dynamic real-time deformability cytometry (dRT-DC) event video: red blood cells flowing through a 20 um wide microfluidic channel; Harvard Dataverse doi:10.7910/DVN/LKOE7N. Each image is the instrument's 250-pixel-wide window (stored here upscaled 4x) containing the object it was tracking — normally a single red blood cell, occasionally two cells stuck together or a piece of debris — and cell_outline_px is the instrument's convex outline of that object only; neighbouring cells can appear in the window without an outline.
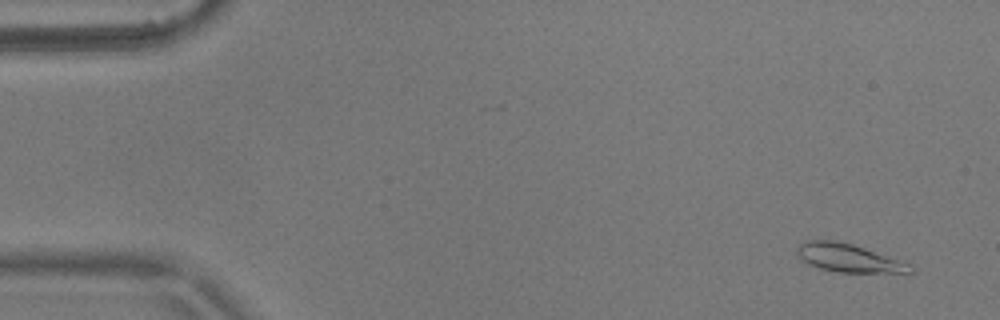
{"species": "common noctule bat (a hibernating species)", "species_latin": "Nyctalus noctula", "temperature_condition": "warm", "stored_images_in_passage": 3, "camera_frame_rate_fps": 3000, "um_per_image_px": 0.085, "animal": {"sex": "male", "body_mass_g": 17.9}, "frame": {"image": 1, "passage_image": 1, "time_ms": 0.0, "image_size_px": [1000, 320], "cell_outline_px": [[912, 272], [836, 272], [820, 268], [808, 264], [796, 252], [796, 248], [800, 244], [808, 240], [836, 240], [852, 244], [912, 264]], "centroid_in_image_um": [72.11, 21.92], "position_along_channel_um": 12.9, "area_um2": 18.26}}